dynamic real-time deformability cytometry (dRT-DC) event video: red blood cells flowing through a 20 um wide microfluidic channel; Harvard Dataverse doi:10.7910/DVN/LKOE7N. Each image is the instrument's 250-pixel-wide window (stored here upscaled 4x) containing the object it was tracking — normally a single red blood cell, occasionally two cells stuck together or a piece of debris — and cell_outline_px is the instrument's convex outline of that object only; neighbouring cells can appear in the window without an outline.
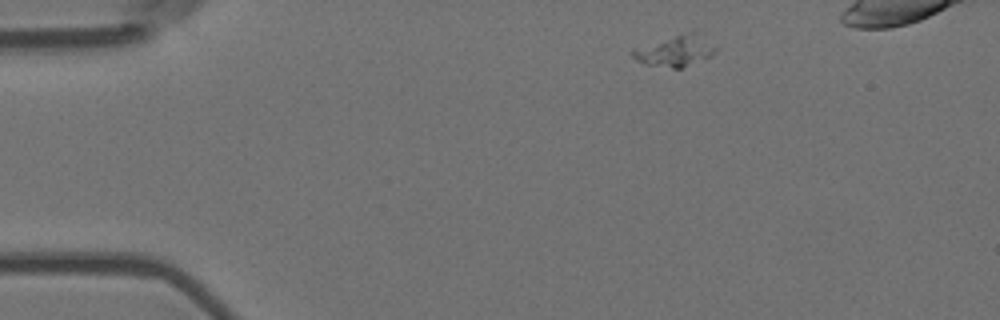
{"species": "Egyptian fruit bat (a non-hibernating species)", "species_latin": "Rousettus aegyptiacus", "temperature_condition": "room temperature", "stored_images_in_passage": 3, "camera_frame_rate_fps": 3000, "um_per_image_px": 0.085, "animal": {"sex": "female"}, "frame": {"image": 1, "passage_image": 1, "time_ms": 0.0, "image_size_px": [1000, 320], "cell_outline_px": [[720, 48], [712, 56], [680, 68], [672, 68], [648, 64], [636, 60], [628, 52], [696, 28], [720, 44]], "centroid_in_image_um": [57.62, 4.26], "position_along_channel_um": 27.4, "area_um2": 15.43}}